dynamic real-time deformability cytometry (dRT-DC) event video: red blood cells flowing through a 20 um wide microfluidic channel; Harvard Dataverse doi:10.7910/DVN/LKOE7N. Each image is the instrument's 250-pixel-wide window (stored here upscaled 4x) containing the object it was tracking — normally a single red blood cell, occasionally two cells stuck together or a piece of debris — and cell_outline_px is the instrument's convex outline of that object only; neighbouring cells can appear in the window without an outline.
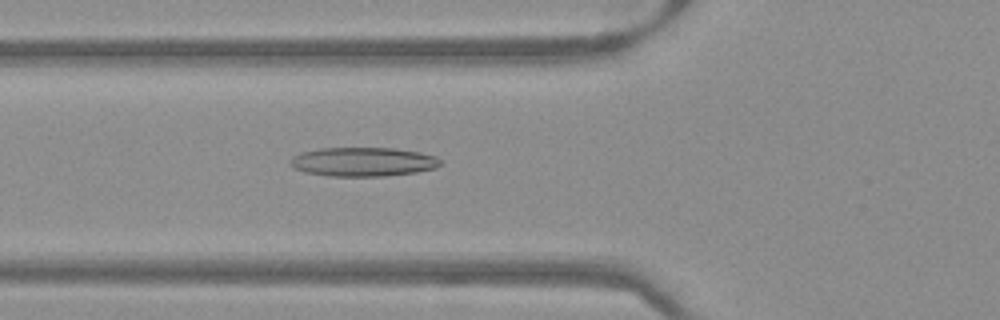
{"species": "Egyptian fruit bat (a non-hibernating species)", "species_latin": "Rousettus aegyptiacus", "temperature_condition": "warm", "stored_images_in_passage": 51, "camera_frame_rate_fps": 3000, "um_per_image_px": 0.085, "frame": {"image": 1, "passage_image": 19, "time_ms": 6.0, "image_size_px": [1000, 320], "cell_outline_px": [[444, 164], [436, 168], [416, 172], [384, 176], [328, 176], [304, 172], [292, 168], [288, 164], [288, 160], [292, 156], [300, 152], [320, 148], [396, 148], [420, 152], [436, 156]], "centroid_in_image_um": [30.83, 13.75], "position_along_channel_um": 95.0, "area_um2": 25.84}}
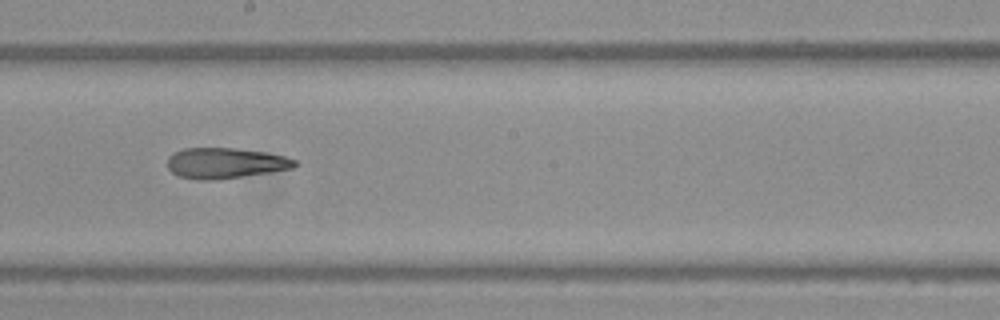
{"frame": {"image": 2, "passage_image": 29, "time_ms": 9.333, "image_size_px": [1000, 320], "cell_outline_px": [[300, 164], [292, 168], [268, 172], [216, 180], [200, 180], [176, 176], [168, 168], [168, 156], [184, 148], [236, 148], [264, 152], [284, 156], [296, 160]], "centroid_in_image_um": [19.14, 13.86], "position_along_channel_um": 229.1, "area_um2": 22.66}}
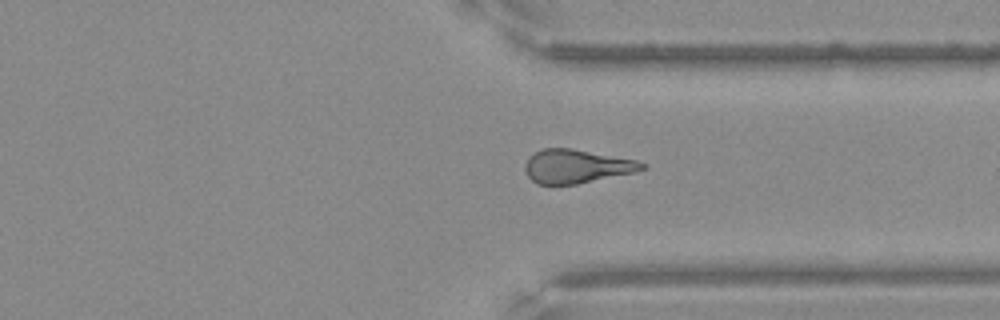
{"frame": {"image": 3, "passage_image": 39, "time_ms": 12.667, "image_size_px": [1000, 320], "cell_outline_px": [[644, 168], [636, 172], [576, 184], [536, 184], [528, 176], [524, 168], [524, 164], [528, 156], [544, 148], [572, 148], [636, 160], [644, 164]], "centroid_in_image_um": [48.96, 14.13], "position_along_channel_um": 362.4, "area_um2": 22.83}}